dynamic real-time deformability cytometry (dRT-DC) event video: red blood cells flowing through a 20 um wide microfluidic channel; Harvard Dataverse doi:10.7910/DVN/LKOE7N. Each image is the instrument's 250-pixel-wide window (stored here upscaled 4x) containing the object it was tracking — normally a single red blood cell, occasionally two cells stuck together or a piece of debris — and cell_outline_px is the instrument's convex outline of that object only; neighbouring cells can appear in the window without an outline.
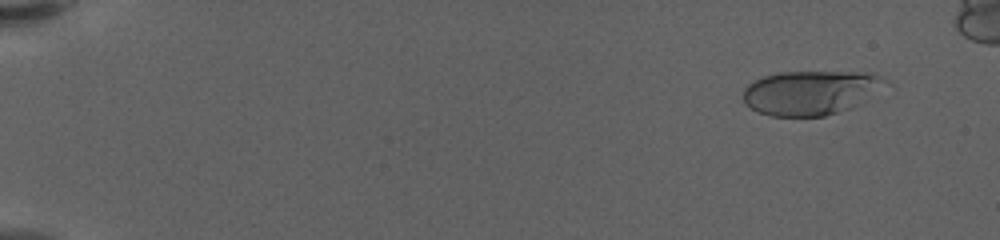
{"species": "human", "species_latin": "Homo sapiens", "temperature_condition": "warm", "stored_images_in_passage": 60, "camera_frame_rate_fps": 3000, "um_per_image_px": 0.085, "donor": {"sex": "female"}, "frame": {"image": 1, "passage_image": 5, "time_ms": 1.333, "image_size_px": [1000, 240], "cell_outline_px": [[876, 80], [848, 108], [824, 116], [772, 116], [756, 112], [744, 104], [744, 88], [748, 84], [764, 76], [780, 72], [868, 72], [876, 76]], "centroid_in_image_um": [68.52, 7.88], "position_along_channel_um": 16.5, "area_um2": 34.22}}
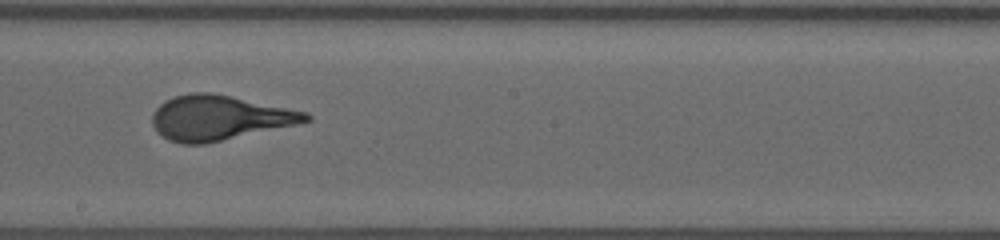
{"frame": {"image": 2, "passage_image": 36, "time_ms": 11.667, "image_size_px": [1000, 240], "cell_outline_px": [[312, 120], [296, 124], [204, 144], [180, 144], [168, 140], [156, 132], [152, 124], [152, 112], [164, 100], [176, 96], [192, 92], [208, 92], [308, 112], [312, 116]], "centroid_in_image_um": [18.58, 10.02], "position_along_channel_um": 229.6, "area_um2": 39.77}}
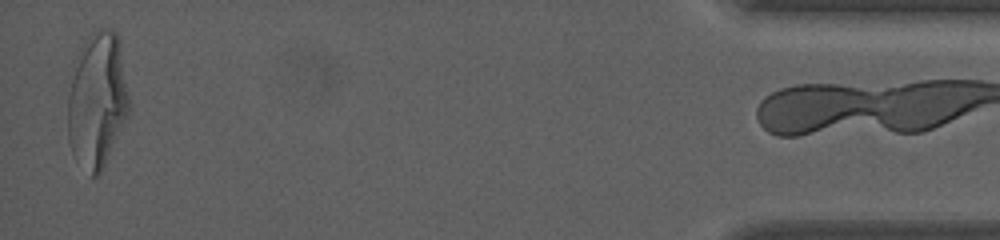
{"frame": {"image": 3, "passage_image": 59, "time_ms": 19.333, "image_size_px": [1000, 240], "cell_outline_px": [[128, 112], [104, 164], [100, 172], [96, 176], [92, 176], [72, 152], [68, 140], [68, 96], [72, 80], [80, 56], [88, 36], [100, 28], [112, 28], [116, 32], [120, 40], [128, 96]], "centroid_in_image_um": [8.28, 8.49], "position_along_channel_um": 426.9, "area_um2": 46.64}}